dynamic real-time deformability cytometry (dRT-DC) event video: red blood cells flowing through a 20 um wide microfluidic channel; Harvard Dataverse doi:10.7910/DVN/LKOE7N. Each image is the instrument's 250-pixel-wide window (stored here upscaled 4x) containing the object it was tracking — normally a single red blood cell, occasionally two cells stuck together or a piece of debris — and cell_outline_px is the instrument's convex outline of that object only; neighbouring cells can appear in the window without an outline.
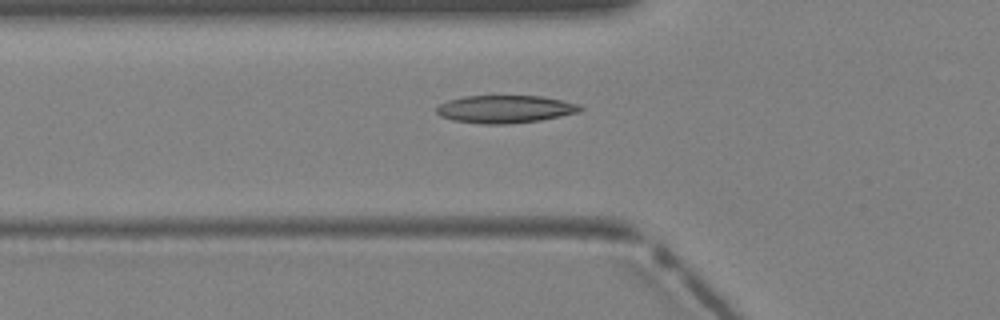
{"species": "Egyptian fruit bat (a non-hibernating species)", "species_latin": "Rousettus aegyptiacus", "temperature_condition": "warm", "stored_images_in_passage": 3, "camera_frame_rate_fps": 3000, "um_per_image_px": 0.085, "animal": {"sex": "female"}, "frame": {"image": 1, "passage_image": 2, "time_ms": 0.333, "image_size_px": [1000, 320], "cell_outline_px": [[584, 108], [580, 112], [540, 120], [508, 124], [480, 124], [452, 120], [440, 116], [436, 112], [436, 108], [440, 104], [448, 100], [464, 96], [544, 96], [580, 104]], "centroid_in_image_um": [42.94, 9.27], "position_along_channel_um": 82.9, "area_um2": 23.35}}